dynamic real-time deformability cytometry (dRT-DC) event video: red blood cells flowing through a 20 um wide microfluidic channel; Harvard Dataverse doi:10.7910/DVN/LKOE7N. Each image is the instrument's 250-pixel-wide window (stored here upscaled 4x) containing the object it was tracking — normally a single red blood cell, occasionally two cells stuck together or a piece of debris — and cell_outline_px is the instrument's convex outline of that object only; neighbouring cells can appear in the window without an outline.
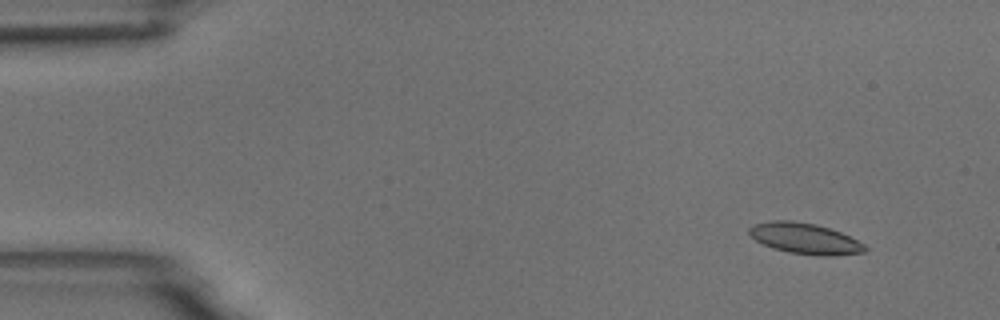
{"species": "common noctule bat (a hibernating species)", "species_latin": "Nyctalus noctula", "temperature_condition": "room temperature", "stored_images_in_passage": 50, "camera_frame_rate_fps": 3000, "um_per_image_px": 0.085, "animal": {"sex": "male", "body_mass_g": 18.8}, "frame": {"image": 1, "passage_image": 1, "time_ms": 0.0, "image_size_px": [1000, 320], "cell_outline_px": [[868, 248], [864, 252], [832, 256], [820, 256], [788, 252], [772, 248], [756, 240], [748, 232], [748, 228], [756, 224], [772, 220], [792, 220], [816, 224], [840, 232], [864, 244]], "centroid_in_image_um": [68.41, 20.27], "position_along_channel_um": 16.6, "area_um2": 20.69}}
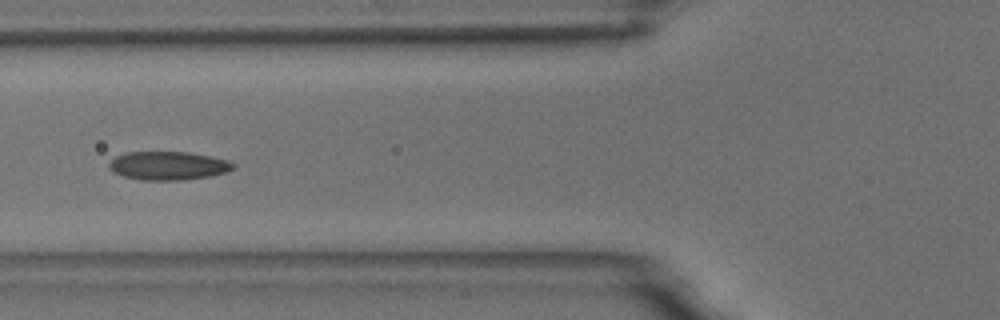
{"frame": {"image": 2, "passage_image": 17, "time_ms": 5.333, "image_size_px": [1000, 320], "cell_outline_px": [[236, 164], [228, 172], [208, 176], [180, 180], [144, 180], [124, 176], [112, 172], [108, 168], [108, 164], [116, 156], [124, 152], [188, 152], [228, 160]], "centroid_in_image_um": [14.27, 14.08], "position_along_channel_um": 111.5, "area_um2": 20.52}}
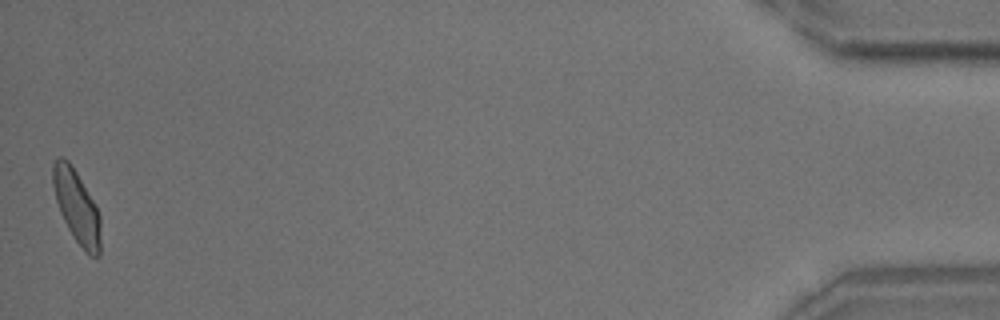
{"frame": {"image": 3, "passage_image": 50, "time_ms": 16.333, "image_size_px": [1000, 320], "cell_outline_px": [[100, 256], [92, 256], [84, 252], [72, 236], [60, 212], [56, 200], [52, 184], [52, 164], [56, 156], [60, 156], [68, 160], [76, 172], [96, 204], [100, 216]], "centroid_in_image_um": [6.51, 17.56], "position_along_channel_um": 428.7, "area_um2": 20.46}, "authors_computed_cell_mechanics": {"area_um2": 20.3456, "velocity_mm_per_s": 3.7265, "shape_relaxation_time_tau1_ms": 4.1152, "shape_relaxation_time_tau2_ms": 1.8593, "deformation_change_tau1": 0.1266, "deformation_change_tau2": 0.0532}}